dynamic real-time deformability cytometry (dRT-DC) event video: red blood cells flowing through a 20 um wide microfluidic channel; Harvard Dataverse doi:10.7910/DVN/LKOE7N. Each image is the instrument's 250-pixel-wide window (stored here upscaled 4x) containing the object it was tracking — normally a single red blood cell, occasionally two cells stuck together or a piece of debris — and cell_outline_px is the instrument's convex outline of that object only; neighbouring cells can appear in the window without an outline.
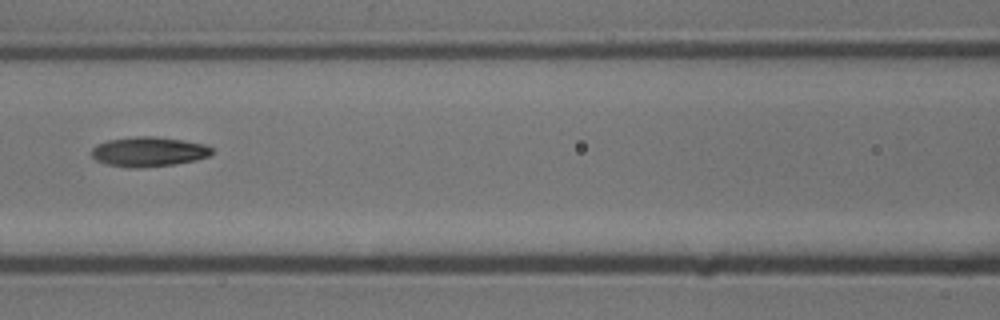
{"species": "common noctule bat (a hibernating species)", "species_latin": "Nyctalus noctula", "temperature_condition": "cold", "stored_images_in_passage": 9, "camera_frame_rate_fps": 3000, "um_per_image_px": 0.085, "animal": {"sex": "male", "body_mass_g": 13.3}, "frame": {"image": 1, "passage_image": 6, "time_ms": 1.667, "image_size_px": [1000, 320], "cell_outline_px": [[212, 152], [208, 156], [196, 160], [176, 164], [136, 168], [132, 168], [108, 164], [96, 160], [92, 156], [92, 148], [96, 144], [108, 140], [136, 136], [156, 136], [184, 140], [204, 144], [212, 148]], "centroid_in_image_um": [12.63, 12.89], "position_along_channel_um": 154.0, "area_um2": 20.81}}
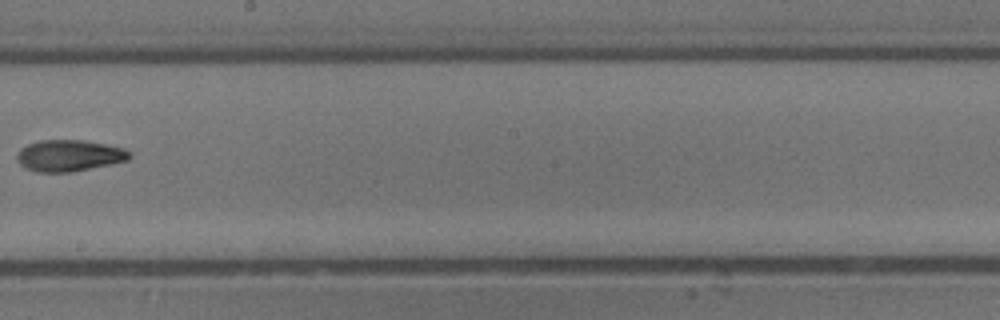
{"frame": {"image": 2, "passage_image": 8, "time_ms": 2.333, "image_size_px": [1000, 320], "cell_outline_px": [[132, 156], [128, 160], [112, 164], [72, 172], [36, 172], [24, 168], [16, 160], [16, 156], [20, 148], [28, 144], [40, 140], [80, 140], [104, 144], [124, 148], [132, 152]], "centroid_in_image_um": [5.87, 13.23], "position_along_channel_um": 242.3, "area_um2": 20.81}}
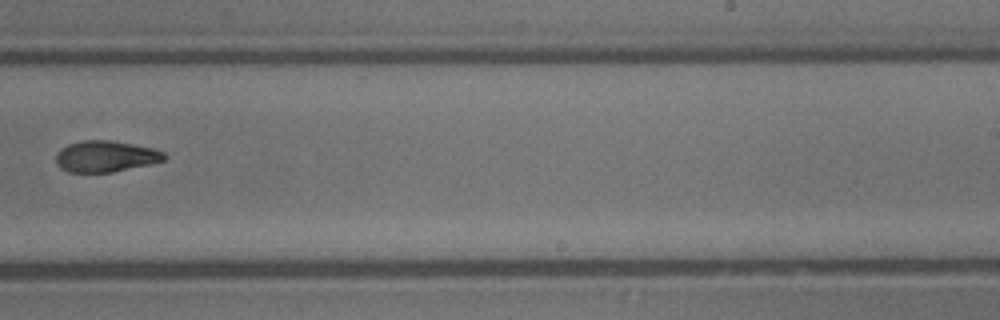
{"frame": {"image": 3, "passage_image": 9, "time_ms": 2.667, "image_size_px": [1000, 320], "cell_outline_px": [[168, 156], [164, 160], [152, 164], [112, 172], [68, 172], [60, 168], [56, 164], [56, 156], [60, 148], [68, 144], [84, 140], [108, 140], [132, 144], [152, 148], [164, 152]], "centroid_in_image_um": [8.98, 13.3], "position_along_channel_um": 280.0, "area_um2": 19.77}}